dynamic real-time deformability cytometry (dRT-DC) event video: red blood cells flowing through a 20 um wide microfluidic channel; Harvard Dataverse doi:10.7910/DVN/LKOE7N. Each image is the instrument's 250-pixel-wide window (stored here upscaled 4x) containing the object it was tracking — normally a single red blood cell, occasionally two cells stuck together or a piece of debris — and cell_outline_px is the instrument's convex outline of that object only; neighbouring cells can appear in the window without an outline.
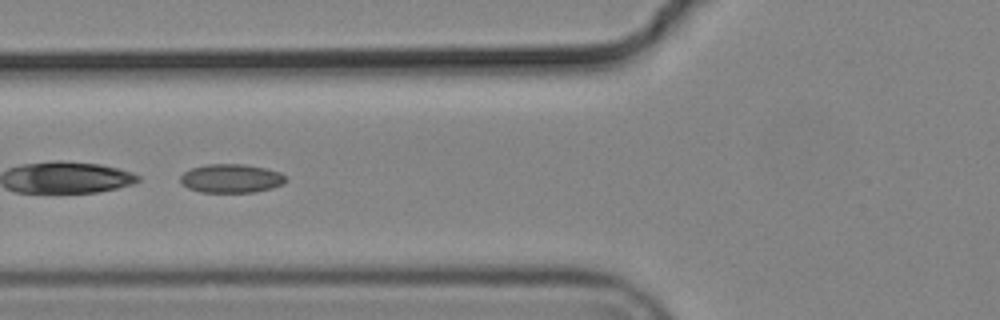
{"species": "common noctule bat (a hibernating species)", "species_latin": "Nyctalus noctula", "temperature_condition": "cold", "stored_images_in_passage": 39, "camera_frame_rate_fps": 3000, "um_per_image_px": 0.085, "animal": {"sex": "male", "body_mass_g": 19.2, "forearm_length_mm": 51.8}, "frame": {"image": 1, "passage_image": 10, "time_ms": 3.0, "image_size_px": [1000, 320], "cell_outline_px": [[288, 180], [284, 184], [272, 188], [256, 192], [200, 192], [188, 188], [180, 184], [180, 176], [184, 172], [192, 168], [208, 164], [244, 164], [268, 168], [280, 172]], "centroid_in_image_um": [19.67, 15.17], "position_along_channel_um": 106.1, "area_um2": 17.86}}
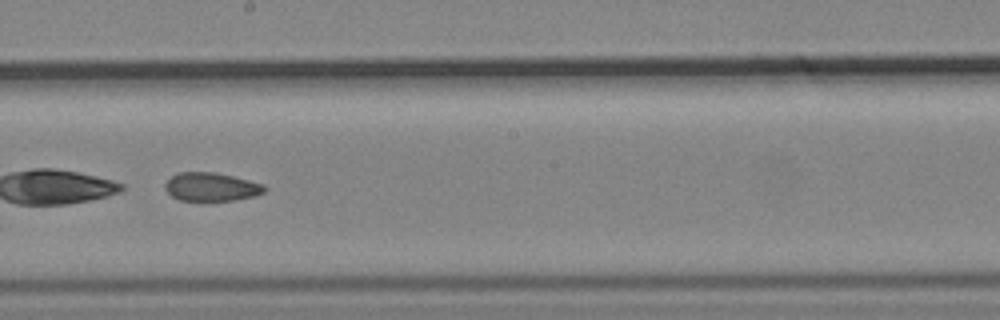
{"frame": {"image": 2, "passage_image": 20, "time_ms": 6.333, "image_size_px": [1000, 320], "cell_outline_px": [[268, 188], [264, 192], [256, 196], [232, 200], [180, 200], [172, 196], [164, 188], [164, 184], [172, 176], [180, 172], [216, 172], [264, 184]], "centroid_in_image_um": [17.98, 15.88], "position_along_channel_um": 230.2, "area_um2": 16.42}}
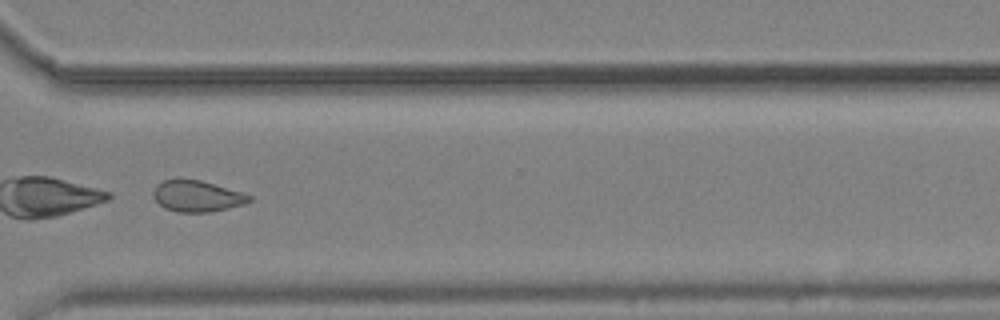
{"frame": {"image": 3, "passage_image": 30, "time_ms": 9.667, "image_size_px": [1000, 320], "cell_outline_px": [[252, 200], [244, 204], [228, 208], [208, 212], [176, 212], [164, 208], [156, 200], [152, 192], [156, 184], [164, 180], [200, 180], [240, 192], [252, 196]], "centroid_in_image_um": [16.73, 16.68], "position_along_channel_um": 353.9, "area_um2": 17.17}, "authors_computed_cell_mechanics": {"area_um2": 17.8024, "velocity_mm_per_s": 3.7103, "shape_relaxation_time_tau1_ms": null, "shape_relaxation_time_tau2_ms": 3.6586, "deformation_change_tau1": null, "deformation_change_tau2": 0.0943}}